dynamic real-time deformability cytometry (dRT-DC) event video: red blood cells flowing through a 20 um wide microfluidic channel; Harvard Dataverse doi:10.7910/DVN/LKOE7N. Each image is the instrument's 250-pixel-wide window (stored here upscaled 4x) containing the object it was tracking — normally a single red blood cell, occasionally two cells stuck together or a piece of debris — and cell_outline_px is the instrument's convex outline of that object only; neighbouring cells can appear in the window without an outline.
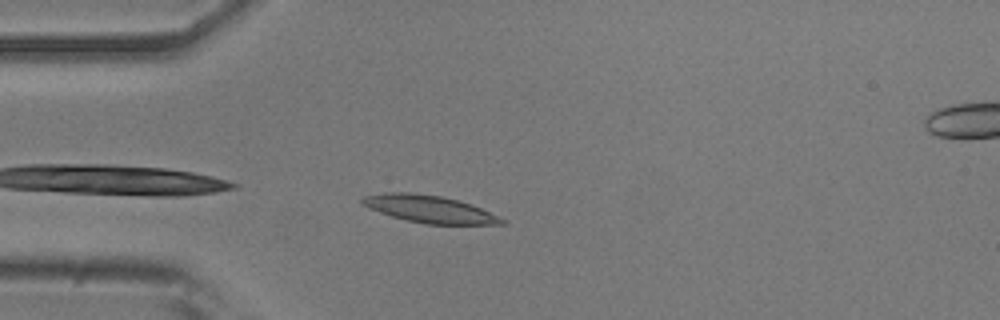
{"species": "common noctule bat (a hibernating species)", "species_latin": "Nyctalus noctula", "temperature_condition": "room temperature", "stored_images_in_passage": 35, "camera_frame_rate_fps": 3000, "um_per_image_px": 0.085, "animal": {"sex": "male", "body_mass_g": 20.5, "forearm_length_mm": 52.5}, "frame": {"image": 1, "passage_image": 2, "time_ms": 0.333, "image_size_px": [1000, 320], "cell_outline_px": [[508, 224], [428, 224], [408, 220], [392, 216], [368, 208], [360, 204], [360, 200], [364, 196], [384, 192], [412, 192], [440, 196], [472, 204], [500, 216], [508, 220]], "centroid_in_image_um": [36.52, 17.76], "position_along_channel_um": 48.5, "area_um2": 22.25}}
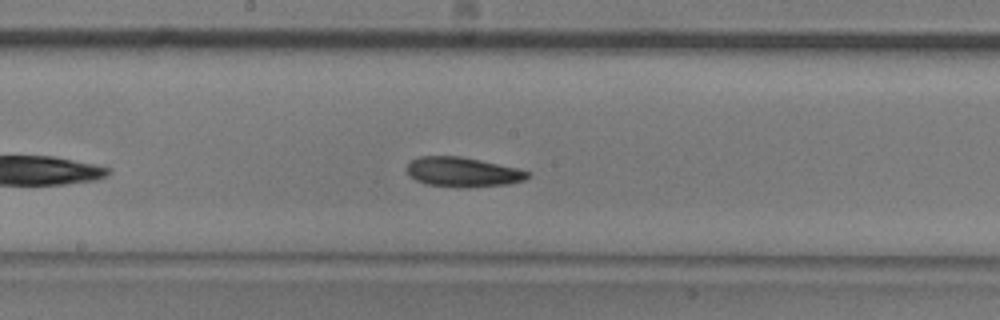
{"frame": {"image": 2, "passage_image": 16, "time_ms": 5.0, "image_size_px": [1000, 320], "cell_outline_px": [[532, 172], [524, 180], [508, 184], [468, 188], [456, 188], [424, 184], [408, 176], [408, 164], [412, 160], [420, 156], [460, 156], [480, 160], [516, 168]], "centroid_in_image_um": [39.32, 14.64], "position_along_channel_um": 208.9, "area_um2": 21.04}}
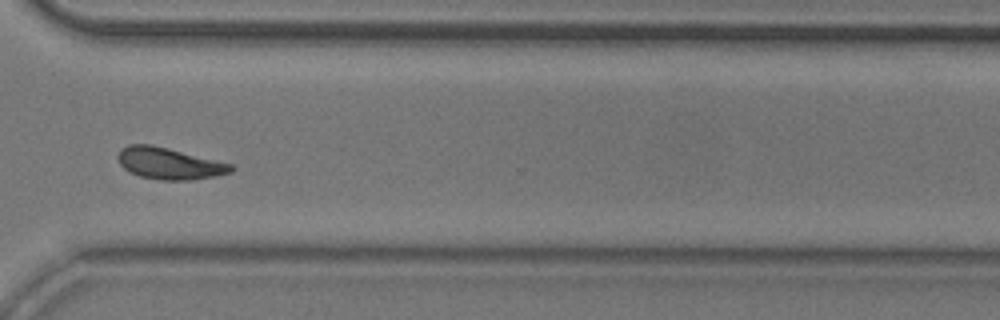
{"frame": {"image": 3, "passage_image": 28, "time_ms": 9.0, "image_size_px": [1000, 320], "cell_outline_px": [[236, 168], [232, 172], [216, 176], [192, 180], [160, 180], [140, 176], [128, 172], [120, 164], [116, 156], [120, 148], [128, 144], [148, 144], [168, 148], [232, 164]], "centroid_in_image_um": [14.37, 13.9], "position_along_channel_um": 356.2, "area_um2": 20.98}, "authors_computed_cell_mechanics": {"area_um2": 20.7502, "velocity_mm_per_s": 3.6905, "shape_relaxation_time_tau1_ms": 5.0809, "shape_relaxation_time_tau2_ms": 4.3218, "deformation_change_tau1": 0.1424, "deformation_change_tau2": 0.1107}}